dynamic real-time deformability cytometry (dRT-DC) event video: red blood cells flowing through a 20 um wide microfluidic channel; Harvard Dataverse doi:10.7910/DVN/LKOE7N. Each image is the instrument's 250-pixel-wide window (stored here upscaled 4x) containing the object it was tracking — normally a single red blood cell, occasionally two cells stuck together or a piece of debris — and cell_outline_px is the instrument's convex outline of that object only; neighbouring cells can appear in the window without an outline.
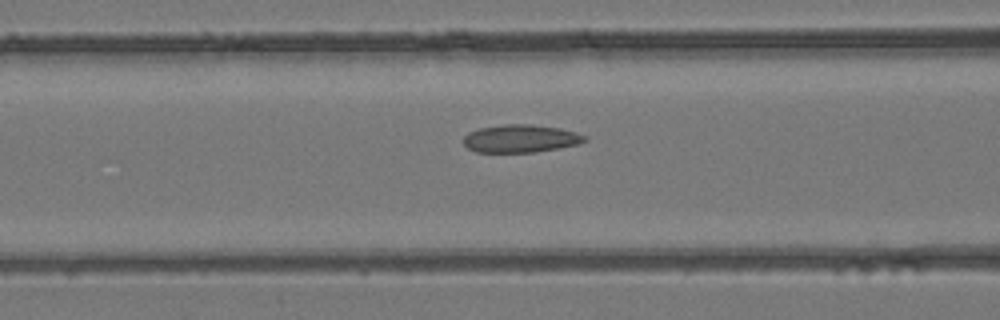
{"species": "common noctule bat (a hibernating species)", "species_latin": "Nyctalus noctula", "temperature_condition": "room temperature", "stored_images_in_passage": 18, "camera_frame_rate_fps": 3000, "um_per_image_px": 0.085, "animal": {"sex": "female", "body_mass_g": 24.6, "forearm_length_mm": 56.2}, "frame": {"image": 1, "passage_image": 16, "time_ms": 5.0, "image_size_px": [1000, 320], "cell_outline_px": [[588, 140], [580, 144], [560, 148], [536, 152], [476, 152], [468, 148], [464, 144], [464, 136], [468, 132], [480, 128], [504, 124], [528, 124], [560, 128], [576, 132], [584, 136]], "centroid_in_image_um": [44.26, 11.78], "position_along_channel_um": 122.3, "area_um2": 19.71}}